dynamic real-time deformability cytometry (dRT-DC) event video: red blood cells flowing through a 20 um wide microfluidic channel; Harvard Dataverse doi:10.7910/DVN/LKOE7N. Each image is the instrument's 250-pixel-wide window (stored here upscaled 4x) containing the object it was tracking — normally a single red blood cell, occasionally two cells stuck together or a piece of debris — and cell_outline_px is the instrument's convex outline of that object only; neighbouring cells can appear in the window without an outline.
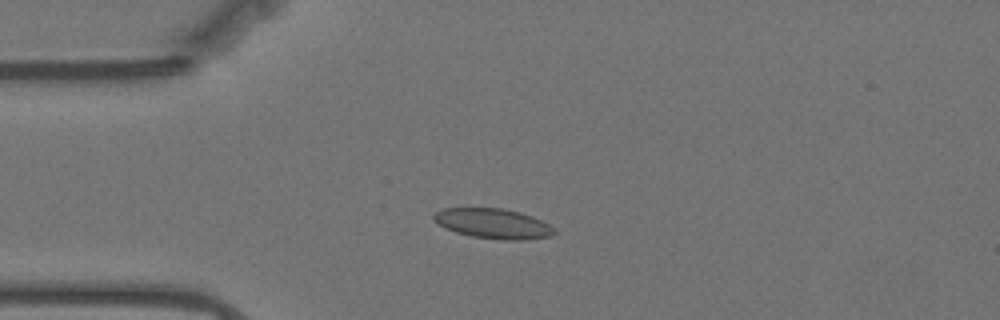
{"species": "Egyptian fruit bat (a non-hibernating species)", "species_latin": "Rousettus aegyptiacus", "temperature_condition": "warm", "stored_images_in_passage": 51, "camera_frame_rate_fps": 3000, "um_per_image_px": 0.085, "animal": {"sex": "female"}, "frame": {"image": 1, "passage_image": 8, "time_ms": 2.333, "image_size_px": [1000, 320], "cell_outline_px": [[556, 232], [552, 236], [524, 240], [504, 240], [472, 236], [456, 232], [444, 228], [436, 224], [432, 220], [432, 216], [436, 212], [444, 208], [500, 208], [520, 212], [532, 216], [556, 228]], "centroid_in_image_um": [41.91, 19.01], "position_along_channel_um": 43.1, "area_um2": 21.21}}
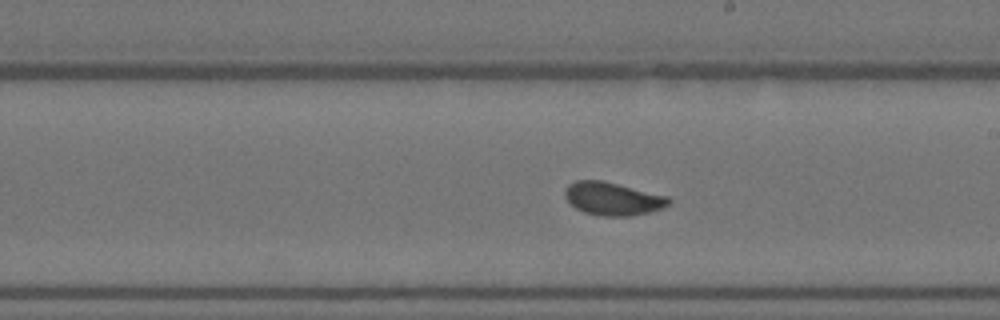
{"frame": {"image": 2, "passage_image": 26, "time_ms": 8.333, "image_size_px": [1000, 320], "cell_outline_px": [[672, 200], [668, 204], [660, 208], [648, 212], [632, 216], [600, 216], [584, 212], [576, 208], [564, 196], [564, 188], [568, 184], [576, 180], [604, 180], [668, 196]], "centroid_in_image_um": [52.06, 16.88], "position_along_channel_um": 236.9, "area_um2": 20.06}}
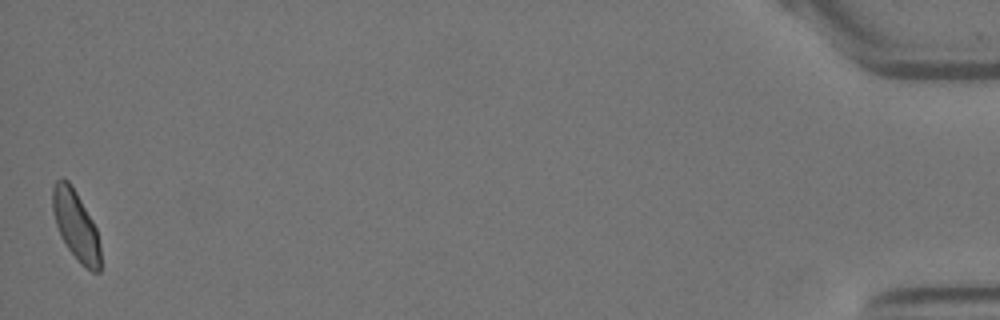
{"frame": {"image": 3, "passage_image": 51, "time_ms": 16.667, "image_size_px": [1000, 320], "cell_outline_px": [[100, 272], [92, 272], [80, 264], [68, 248], [60, 236], [52, 212], [52, 188], [56, 180], [60, 176], [64, 176], [68, 180], [76, 192], [92, 220], [96, 228], [100, 244]], "centroid_in_image_um": [6.43, 19.14], "position_along_channel_um": 428.8, "area_um2": 19.54}, "authors_computed_cell_mechanics": {"area_um2": 19.8832, "velocity_mm_per_s": 3.5059, "shape_relaxation_time_tau1_ms": 6.1433, "shape_relaxation_time_tau2_ms": 0.7254, "deformation_change_tau1": 0.1105, "deformation_change_tau2": 0.0428}}